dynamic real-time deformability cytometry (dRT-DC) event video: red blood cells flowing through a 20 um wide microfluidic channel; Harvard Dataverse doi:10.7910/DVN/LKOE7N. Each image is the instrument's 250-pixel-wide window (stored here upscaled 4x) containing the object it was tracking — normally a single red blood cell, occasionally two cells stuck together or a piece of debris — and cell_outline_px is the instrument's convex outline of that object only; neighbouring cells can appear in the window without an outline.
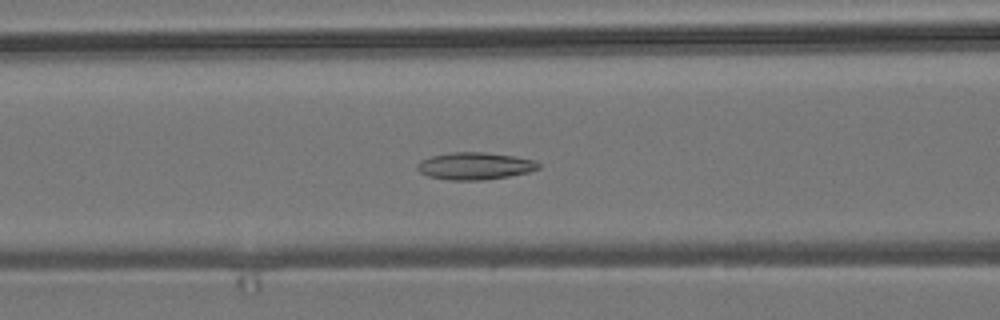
{"species": "common noctule bat (a hibernating species)", "species_latin": "Nyctalus noctula", "temperature_condition": "room temperature", "stored_images_in_passage": 21, "camera_frame_rate_fps": 3000, "um_per_image_px": 0.085, "animal": {"sex": "male", "body_mass_g": 19.2, "forearm_length_mm": 51.8}, "frame": {"image": 1, "passage_image": 9, "time_ms": 2.667, "image_size_px": [1000, 320], "cell_outline_px": [[540, 168], [528, 172], [508, 176], [484, 180], [448, 180], [428, 176], [420, 172], [416, 168], [416, 164], [420, 160], [432, 156], [452, 152], [484, 152], [516, 156], [536, 160], [540, 164]], "centroid_in_image_um": [40.37, 14.1], "position_along_channel_um": 126.2, "area_um2": 19.36}}
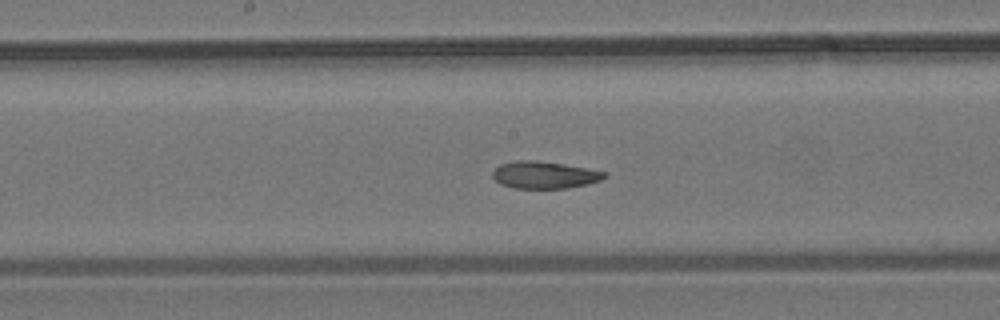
{"frame": {"image": 2, "passage_image": 15, "time_ms": 4.667, "image_size_px": [1000, 320], "cell_outline_px": [[608, 176], [600, 180], [568, 188], [516, 188], [500, 184], [492, 176], [492, 172], [500, 164], [516, 160], [536, 160], [564, 164], [608, 172]], "centroid_in_image_um": [46.27, 14.86], "position_along_channel_um": 201.9, "area_um2": 17.63}}
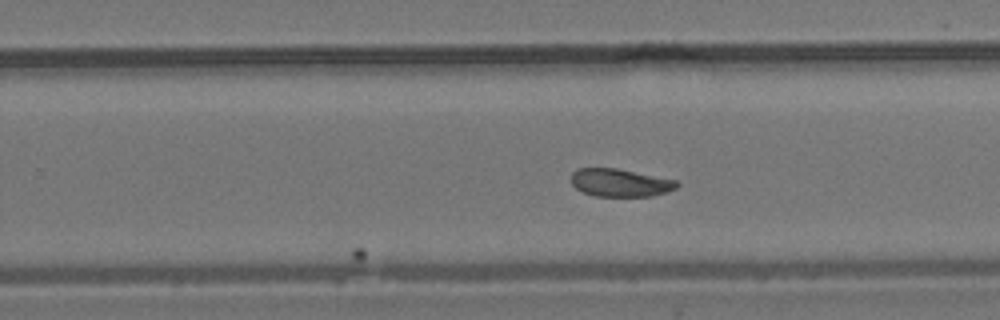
{"frame": {"image": 3, "passage_image": 21, "time_ms": 6.667, "image_size_px": [1000, 320], "cell_outline_px": [[680, 184], [676, 188], [668, 192], [652, 196], [596, 196], [584, 192], [576, 188], [572, 184], [572, 172], [576, 168], [616, 168], [676, 180]], "centroid_in_image_um": [52.72, 15.53], "position_along_channel_um": 277.1, "area_um2": 17.11}}